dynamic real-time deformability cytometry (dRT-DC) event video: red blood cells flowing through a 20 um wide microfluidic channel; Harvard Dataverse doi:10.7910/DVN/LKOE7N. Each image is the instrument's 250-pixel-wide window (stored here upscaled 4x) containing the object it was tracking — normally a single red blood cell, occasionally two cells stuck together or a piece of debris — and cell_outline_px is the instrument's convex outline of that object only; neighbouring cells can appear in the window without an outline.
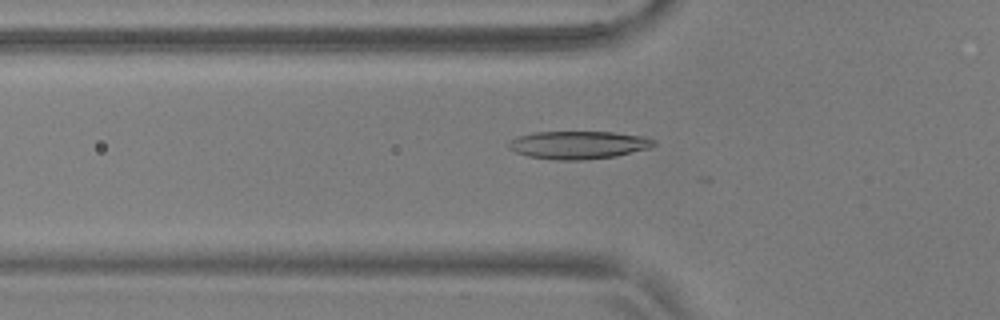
{"species": "common noctule bat (a hibernating species)", "species_latin": "Nyctalus noctula", "temperature_condition": "warm", "stored_images_in_passage": 20, "camera_frame_rate_fps": 3000, "um_per_image_px": 0.085, "animal": {"sex": "male", "body_mass_g": 17.9, "forearm_length_mm": 54.2}, "frame": {"image": 1, "passage_image": 19, "time_ms": 6.0, "image_size_px": [1000, 320], "cell_outline_px": [[656, 144], [648, 148], [616, 156], [580, 160], [556, 160], [528, 156], [516, 152], [508, 148], [508, 144], [512, 140], [520, 136], [536, 132], [612, 132], [644, 136], [656, 140]], "centroid_in_image_um": [49.19, 12.32], "position_along_channel_um": 76.6, "area_um2": 23.41}}